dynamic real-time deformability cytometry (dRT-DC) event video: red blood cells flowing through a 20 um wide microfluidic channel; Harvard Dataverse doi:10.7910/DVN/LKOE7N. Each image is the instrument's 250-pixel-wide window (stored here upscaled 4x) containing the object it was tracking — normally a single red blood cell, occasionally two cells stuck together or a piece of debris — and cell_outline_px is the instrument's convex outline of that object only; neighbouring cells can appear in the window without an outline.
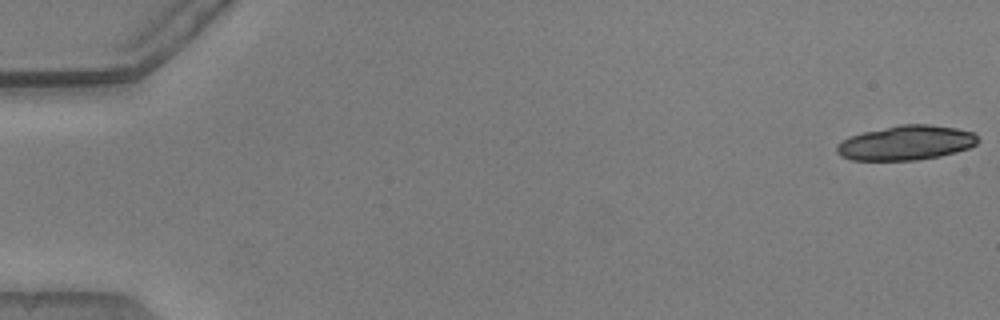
{"species": "common noctule bat (a hibernating species)", "species_latin": "Nyctalus noctula", "temperature_condition": "warm", "stored_images_in_passage": 10, "camera_frame_rate_fps": 3000, "um_per_image_px": 0.085, "animal": {"sex": "male", "body_mass_g": 20.5, "forearm_length_mm": 52.5}, "frame": {"image": 1, "passage_image": 1, "time_ms": 0.0, "image_size_px": [1000, 320], "cell_outline_px": [[980, 140], [976, 144], [968, 148], [956, 152], [940, 156], [916, 160], [852, 160], [840, 156], [836, 152], [836, 144], [852, 136], [864, 132], [900, 124], [932, 124], [956, 128], [972, 132]], "centroid_in_image_um": [77.02, 12.14], "position_along_channel_um": 8.0, "area_um2": 28.38}}